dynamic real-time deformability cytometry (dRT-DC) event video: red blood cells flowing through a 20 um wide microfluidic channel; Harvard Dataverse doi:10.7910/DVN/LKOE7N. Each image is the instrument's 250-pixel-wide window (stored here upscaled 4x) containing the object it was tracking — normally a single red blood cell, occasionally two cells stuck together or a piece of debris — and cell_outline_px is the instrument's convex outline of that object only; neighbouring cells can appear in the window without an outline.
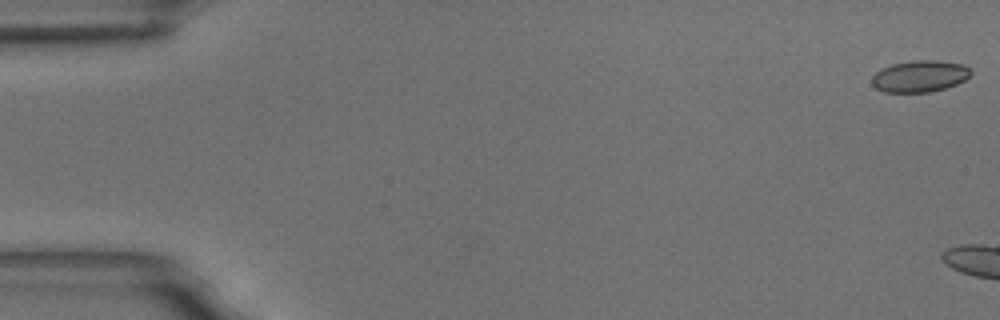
{"species": "common noctule bat (a hibernating species)", "species_latin": "Nyctalus noctula", "temperature_condition": "room temperature", "stored_images_in_passage": 6, "camera_frame_rate_fps": 3000, "um_per_image_px": 0.085, "animal": {"sex": "male", "body_mass_g": 18.8}, "frame": {"image": 1, "passage_image": 1, "time_ms": 0.0, "image_size_px": [1000, 320], "cell_outline_px": [[972, 72], [964, 80], [956, 84], [944, 88], [928, 92], [884, 92], [876, 88], [872, 84], [872, 76], [880, 68], [892, 64], [912, 60], [936, 60], [964, 64]], "centroid_in_image_um": [78.15, 6.47], "position_along_channel_um": 6.9, "area_um2": 18.21}}